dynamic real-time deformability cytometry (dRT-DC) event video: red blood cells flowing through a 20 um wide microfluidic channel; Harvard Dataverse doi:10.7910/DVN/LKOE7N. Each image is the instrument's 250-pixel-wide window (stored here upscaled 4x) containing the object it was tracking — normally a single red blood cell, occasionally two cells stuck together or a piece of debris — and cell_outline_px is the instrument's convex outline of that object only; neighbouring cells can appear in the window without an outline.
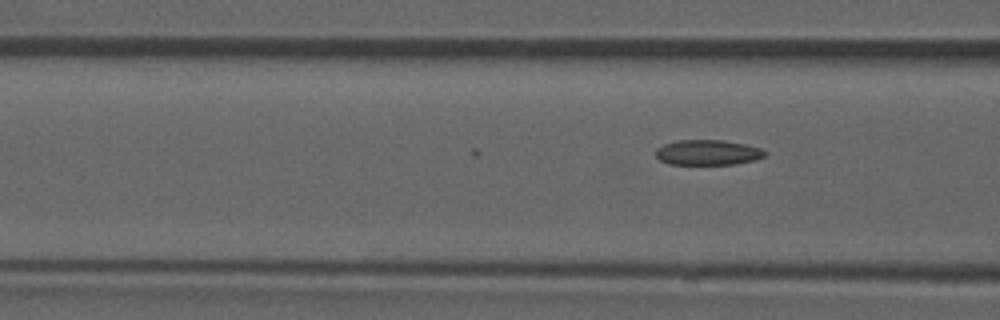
{"species": "common noctule bat (a hibernating species)", "species_latin": "Nyctalus noctula", "temperature_condition": "room temperature", "stored_images_in_passage": 20, "camera_frame_rate_fps": 3000, "um_per_image_px": 0.085, "animal": {"sex": "male", "forearm_length_mm": 52.5}, "frame": {"image": 1, "passage_image": 20, "time_ms": 6.333, "image_size_px": [1000, 320], "cell_outline_px": [[768, 152], [764, 156], [756, 160], [736, 164], [668, 164], [660, 160], [656, 156], [656, 148], [664, 144], [680, 140], [724, 140], [744, 144], [760, 148]], "centroid_in_image_um": [60.17, 12.96], "position_along_channel_um": 106.4, "area_um2": 16.07}}